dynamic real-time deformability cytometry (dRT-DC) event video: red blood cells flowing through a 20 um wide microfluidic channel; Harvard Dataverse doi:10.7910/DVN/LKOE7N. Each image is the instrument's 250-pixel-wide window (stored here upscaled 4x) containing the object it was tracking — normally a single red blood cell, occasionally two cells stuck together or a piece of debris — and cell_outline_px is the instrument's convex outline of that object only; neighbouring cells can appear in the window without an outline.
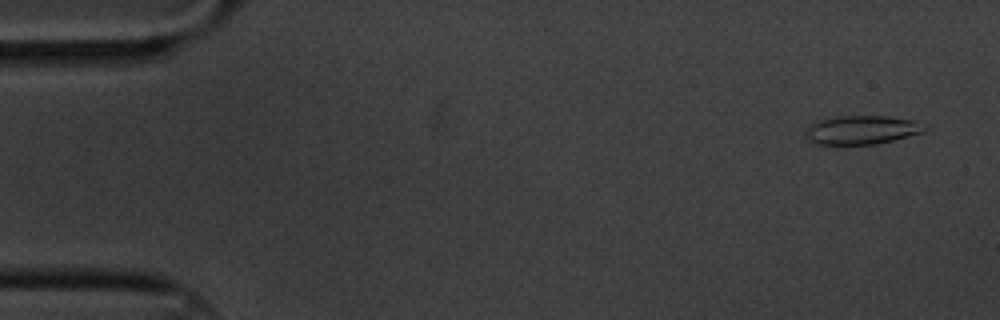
{"species": "common noctule bat (a hibernating species)", "species_latin": "Nyctalus noctula", "temperature_condition": "cold", "stored_images_in_passage": 15, "camera_frame_rate_fps": 3000, "um_per_image_px": 0.085, "animal": {"sex": "male", "body_mass_g": 20.1, "forearm_length_mm": 53.5}, "frame": {"image": 1, "passage_image": 1, "time_ms": 0.0, "image_size_px": [1000, 320], "cell_outline_px": [[928, 128], [924, 132], [876, 144], [816, 144], [808, 140], [804, 132], [812, 124], [820, 120], [836, 116], [888, 116], [916, 120], [928, 124]], "centroid_in_image_um": [73.31, 11.03], "position_along_channel_um": 11.7, "area_um2": 20.06}}
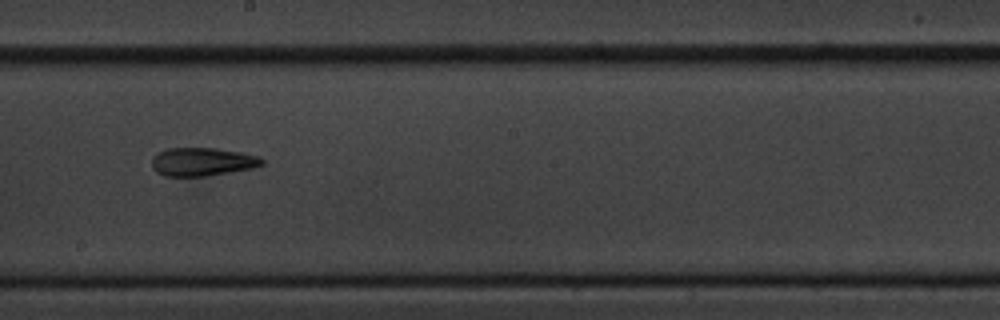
{"frame": {"image": 2, "passage_image": 9, "time_ms": 2.667, "image_size_px": [1000, 320], "cell_outline_px": [[264, 164], [252, 168], [204, 176], [164, 176], [156, 172], [152, 168], [152, 156], [156, 152], [168, 148], [216, 148], [240, 152], [260, 156], [264, 160]], "centroid_in_image_um": [17.16, 13.74], "position_along_channel_um": 231.0, "area_um2": 18.26}}
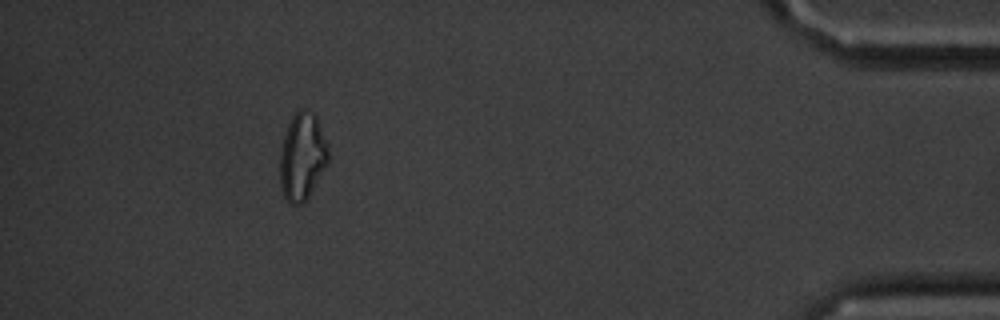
{"frame": {"image": 3, "passage_image": 14, "time_ms": 4.333, "image_size_px": [1000, 320], "cell_outline_px": [[328, 164], [308, 200], [304, 204], [288, 204], [284, 196], [280, 184], [280, 152], [284, 136], [288, 124], [292, 116], [300, 108], [304, 108], [312, 112], [316, 116], [328, 144]], "centroid_in_image_um": [25.71, 13.35], "position_along_channel_um": 409.5, "area_um2": 25.09}}